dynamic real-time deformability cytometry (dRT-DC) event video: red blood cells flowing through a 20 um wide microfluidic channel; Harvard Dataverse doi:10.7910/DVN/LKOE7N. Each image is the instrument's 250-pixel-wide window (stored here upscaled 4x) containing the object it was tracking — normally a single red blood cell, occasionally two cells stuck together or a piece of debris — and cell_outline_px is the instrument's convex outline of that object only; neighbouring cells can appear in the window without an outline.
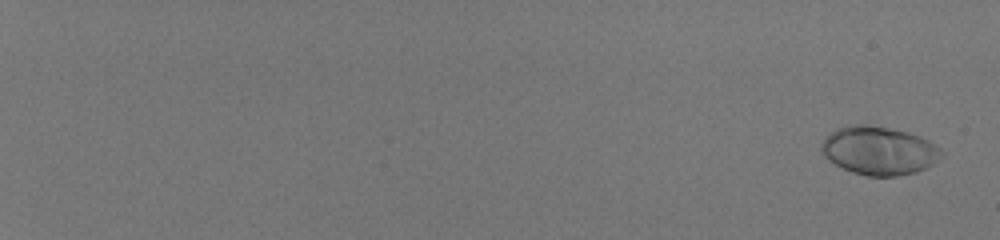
{"species": "human", "species_latin": "Homo sapiens", "temperature_condition": "room temperature", "stored_images_in_passage": 58, "camera_frame_rate_fps": 3000, "um_per_image_px": 0.085, "donor": {"sex": "male"}, "frame": {"image": 1, "passage_image": 3, "time_ms": 0.667, "image_size_px": [1000, 240], "cell_outline_px": [[944, 156], [940, 160], [916, 172], [896, 176], [868, 176], [852, 172], [828, 160], [824, 156], [820, 148], [820, 144], [836, 128], [856, 124], [868, 124], [908, 132], [920, 136], [928, 140], [940, 148], [944, 152]], "centroid_in_image_um": [74.74, 12.8], "position_along_channel_um": 10.3, "area_um2": 33.87}}
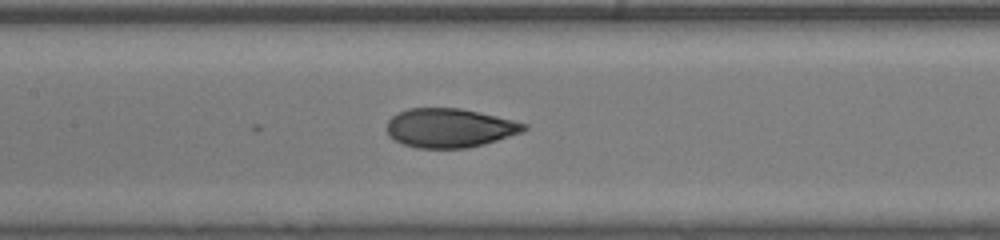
{"frame": {"image": 2, "passage_image": 35, "time_ms": 11.333, "image_size_px": [1000, 240], "cell_outline_px": [[528, 128], [524, 132], [484, 144], [468, 148], [416, 148], [404, 144], [388, 136], [384, 128], [388, 120], [392, 116], [408, 108], [460, 108], [480, 112], [528, 124]], "centroid_in_image_um": [38.21, 10.88], "position_along_channel_um": 169.2, "area_um2": 31.44}}
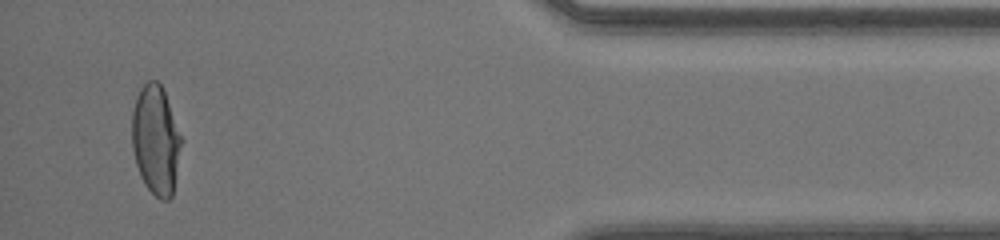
{"frame": {"image": 3, "passage_image": 56, "time_ms": 18.333, "image_size_px": [1000, 240], "cell_outline_px": [[184, 140], [172, 196], [168, 200], [160, 200], [144, 184], [140, 176], [136, 164], [132, 148], [132, 112], [136, 96], [140, 88], [148, 80], [156, 80], [164, 88]], "centroid_in_image_um": [13.27, 11.88], "position_along_channel_um": 421.9, "area_um2": 32.19}, "authors_computed_cell_mechanics": {"area_um2": 31.8478, "velocity_mm_per_s": 4.1437, "shape_relaxation_time_tau1_ms": 5.6667, "shape_relaxation_time_tau2_ms": null, "deformation_change_tau1": 0.2377, "deformation_change_tau2": null}}